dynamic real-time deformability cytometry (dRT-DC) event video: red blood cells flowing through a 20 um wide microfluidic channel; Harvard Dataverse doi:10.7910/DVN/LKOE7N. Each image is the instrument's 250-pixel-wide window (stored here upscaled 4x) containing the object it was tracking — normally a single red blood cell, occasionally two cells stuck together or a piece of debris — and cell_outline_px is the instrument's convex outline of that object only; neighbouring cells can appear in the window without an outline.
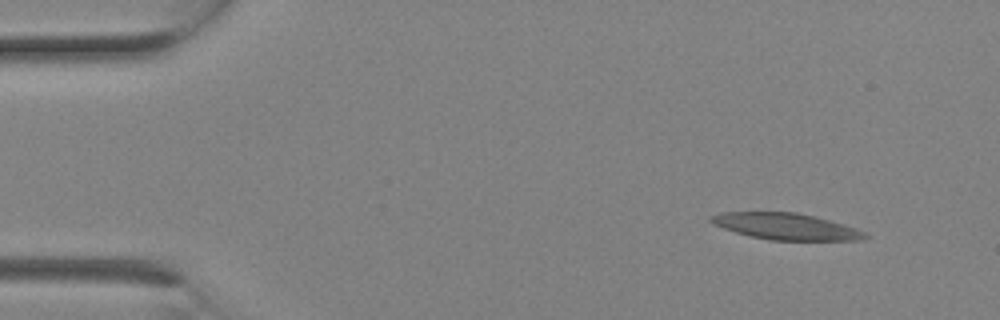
{"species": "Egyptian fruit bat (a non-hibernating species)", "species_latin": "Rousettus aegyptiacus", "temperature_condition": "room temperature", "stored_images_in_passage": 2, "camera_frame_rate_fps": 3000, "um_per_image_px": 0.085, "animal": {"sex": "female"}, "frame": {"image": 1, "passage_image": 1, "time_ms": 0.0, "image_size_px": [1000, 320], "cell_outline_px": [[868, 236], [860, 240], [772, 240], [752, 236], [736, 232], [712, 224], [708, 220], [708, 216], [720, 212], [796, 212], [816, 216], [856, 228], [864, 232]], "centroid_in_image_um": [66.76, 19.23], "position_along_channel_um": 18.2, "area_um2": 23.64}}
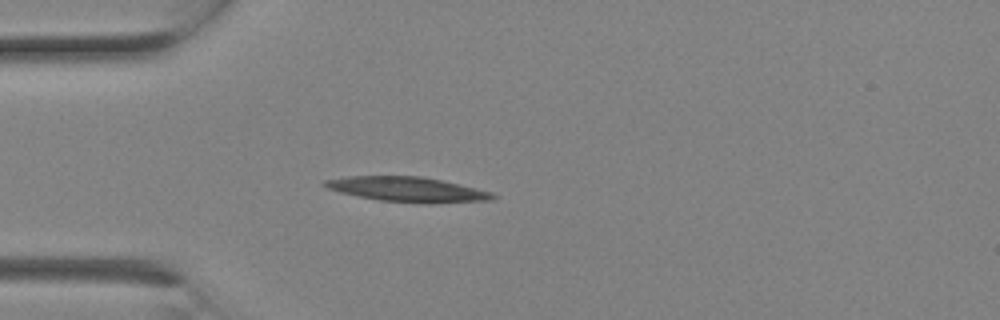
{"frame": {"image": 2, "passage_image": 2, "time_ms": 0.333, "image_size_px": [1000, 320], "cell_outline_px": [[500, 196], [492, 200], [380, 200], [340, 192], [328, 188], [320, 184], [324, 180], [348, 176], [420, 176], [440, 180], [476, 188], [492, 192]], "centroid_in_image_um": [34.52, 16.03], "position_along_channel_um": 50.5, "area_um2": 22.72}}